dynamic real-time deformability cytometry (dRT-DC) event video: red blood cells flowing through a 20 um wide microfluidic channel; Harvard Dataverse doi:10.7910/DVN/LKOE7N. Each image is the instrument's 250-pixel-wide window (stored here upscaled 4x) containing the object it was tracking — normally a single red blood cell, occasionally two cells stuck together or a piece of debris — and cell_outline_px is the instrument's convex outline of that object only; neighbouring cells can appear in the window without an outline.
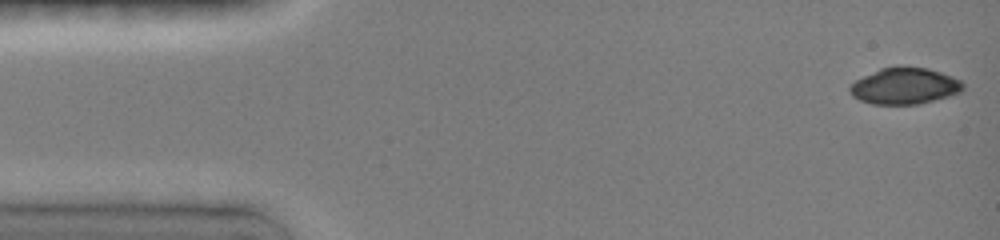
{"species": "common noctule bat (a hibernating species)", "species_latin": "Nyctalus noctula", "temperature_condition": "room temperature", "stored_images_in_passage": 47, "camera_frame_rate_fps": 3000, "um_per_image_px": 0.085, "animal": {"sex": "female", "body_mass_g": 19.0, "forearm_length_mm": 51.5}, "frame": {"image": 1, "passage_image": 1, "time_ms": 0.0, "image_size_px": [1000, 240], "cell_outline_px": [[964, 88], [960, 92], [948, 96], [916, 104], [872, 104], [860, 100], [852, 96], [848, 88], [856, 80], [880, 68], [896, 64], [900, 64], [928, 68], [952, 76], [960, 80], [964, 84]], "centroid_in_image_um": [76.88, 7.27], "position_along_channel_um": 8.1, "area_um2": 24.22}}
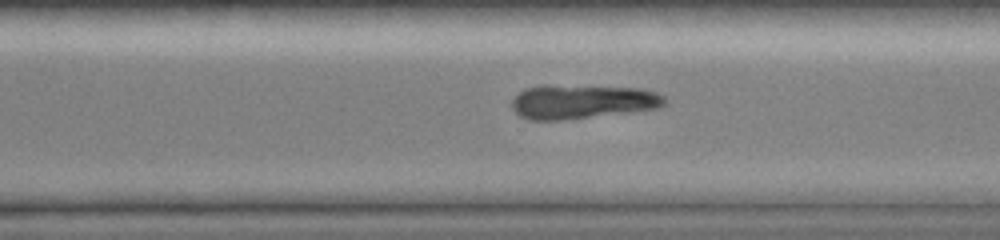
{"frame": {"image": 2, "passage_image": 33, "time_ms": 10.667, "image_size_px": [1000, 240], "cell_outline_px": [[664, 104], [660, 108], [560, 120], [528, 120], [520, 116], [512, 108], [512, 100], [524, 88], [640, 88], [656, 92], [664, 96]], "centroid_in_image_um": [49.51, 8.7], "position_along_channel_um": 321.1, "area_um2": 28.73}}
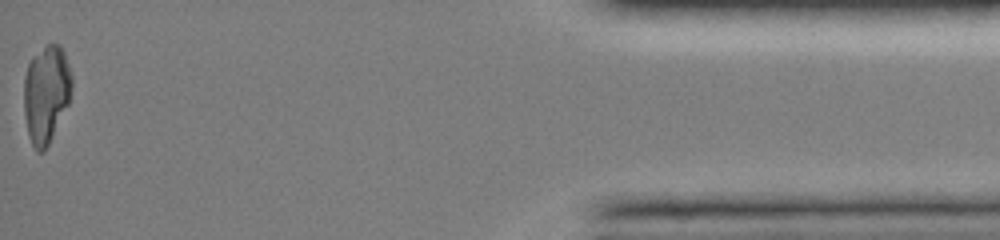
{"frame": {"image": 3, "passage_image": 47, "time_ms": 15.333, "image_size_px": [1000, 240], "cell_outline_px": [[72, 88], [68, 104], [44, 152], [36, 152], [28, 136], [24, 112], [24, 76], [28, 64], [32, 56], [48, 44], [60, 44], [64, 52], [72, 76]], "centroid_in_image_um": [3.91, 7.98], "position_along_channel_um": 431.3, "area_um2": 27.22}, "authors_computed_cell_mechanics": {"area_um2": 29.9404, "velocity_mm_per_s": 4.0246, "shape_relaxation_time_tau1_ms": 2.8335, "shape_relaxation_time_tau2_ms": null, "deformation_change_tau1": 0.0816, "deformation_change_tau2": null}}